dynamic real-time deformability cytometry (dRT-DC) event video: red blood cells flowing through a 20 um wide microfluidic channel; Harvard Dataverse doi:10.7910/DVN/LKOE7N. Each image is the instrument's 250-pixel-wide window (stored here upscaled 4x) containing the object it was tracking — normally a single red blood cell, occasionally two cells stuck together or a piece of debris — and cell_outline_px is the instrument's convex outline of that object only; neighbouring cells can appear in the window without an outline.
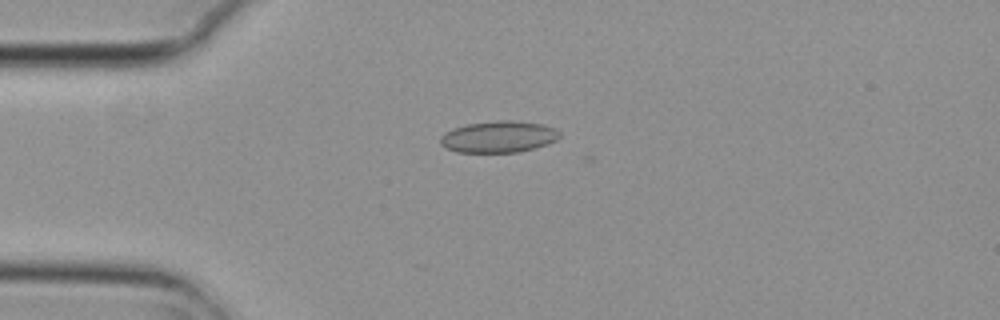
{"species": "common noctule bat (a hibernating species)", "species_latin": "Nyctalus noctula", "temperature_condition": "cold", "stored_images_in_passage": 8, "camera_frame_rate_fps": 3000, "um_per_image_px": 0.085, "animal": {"sex": "female", "body_mass_g": 29.2, "forearm_length_mm": 56.3}, "frame": {"image": 1, "passage_image": 1, "time_ms": 0.0, "image_size_px": [1000, 320], "cell_outline_px": [[560, 136], [556, 140], [548, 144], [536, 148], [520, 152], [456, 152], [444, 148], [440, 144], [440, 136], [444, 132], [452, 128], [468, 124], [500, 120], [512, 120], [540, 124], [556, 128], [560, 132]], "centroid_in_image_um": [42.37, 11.63], "position_along_channel_um": 42.6, "area_um2": 22.14}}
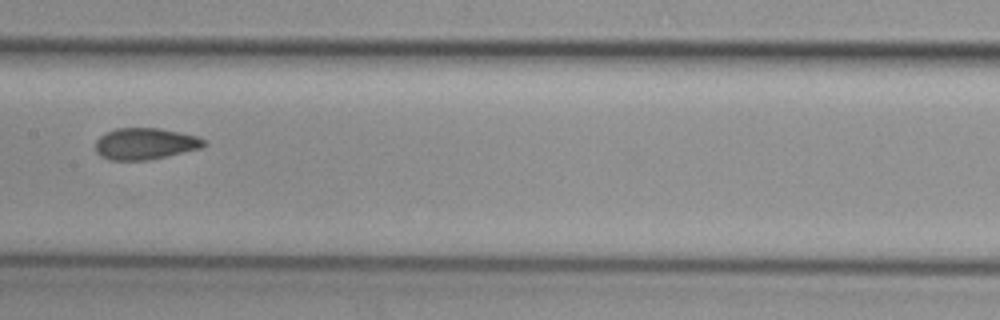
{"frame": {"image": 2, "passage_image": 5, "time_ms": 1.333, "image_size_px": [1000, 320], "cell_outline_px": [[208, 144], [200, 148], [148, 160], [108, 160], [100, 156], [96, 152], [96, 140], [104, 132], [116, 128], [156, 128], [180, 132], [196, 136], [204, 140]], "centroid_in_image_um": [12.29, 12.21], "position_along_channel_um": 195.1, "area_um2": 19.88}}
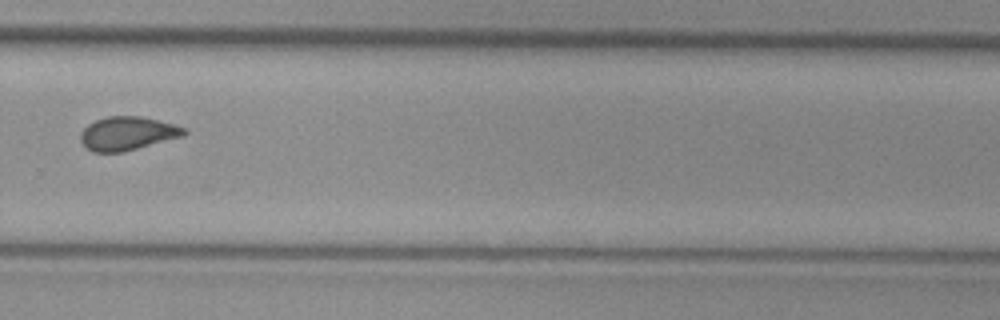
{"frame": {"image": 3, "passage_image": 8, "time_ms": 2.333, "image_size_px": [1000, 320], "cell_outline_px": [[188, 132], [184, 136], [124, 152], [92, 152], [84, 148], [80, 140], [80, 132], [88, 124], [96, 120], [108, 116], [140, 116], [188, 128]], "centroid_in_image_um": [10.82, 11.36], "position_along_channel_um": 319.0, "area_um2": 20.46}}